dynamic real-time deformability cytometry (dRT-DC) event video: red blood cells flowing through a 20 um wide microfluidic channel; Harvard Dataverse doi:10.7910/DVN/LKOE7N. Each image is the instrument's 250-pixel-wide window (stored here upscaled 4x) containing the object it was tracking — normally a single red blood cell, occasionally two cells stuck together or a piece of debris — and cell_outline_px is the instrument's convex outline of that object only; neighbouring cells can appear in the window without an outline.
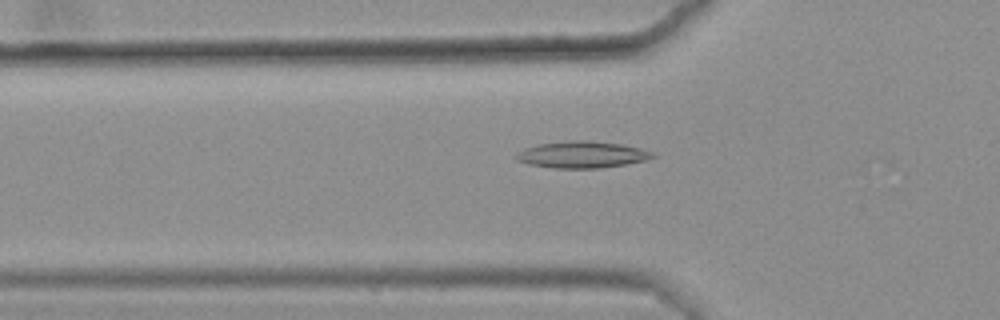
{"species": "common noctule bat (a hibernating species)", "species_latin": "Nyctalus noctula", "temperature_condition": "warm", "stored_images_in_passage": 15, "camera_frame_rate_fps": 3000, "um_per_image_px": 0.085, "animal": {"sex": "female", "body_mass_g": 25.1}, "frame": {"image": 1, "passage_image": 7, "time_ms": 2.0, "image_size_px": [1000, 320], "cell_outline_px": [[656, 156], [644, 160], [624, 164], [600, 168], [552, 168], [532, 164], [516, 160], [516, 152], [524, 148], [536, 144], [572, 140], [588, 140], [620, 144], [640, 148], [652, 152]], "centroid_in_image_um": [49.43, 13.13], "position_along_channel_um": 76.4, "area_um2": 21.04}}
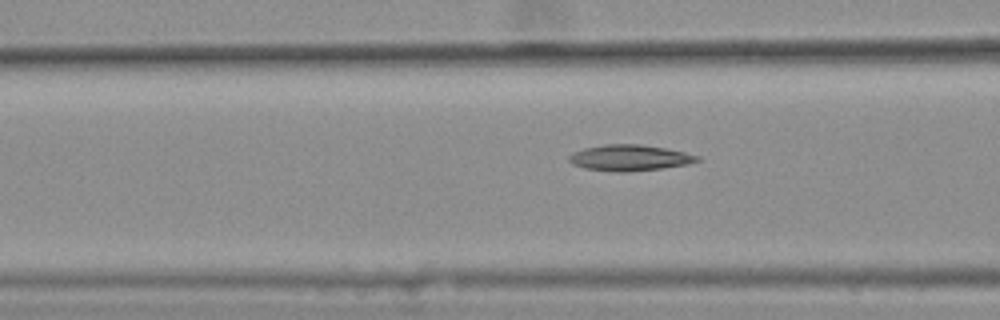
{"frame": {"image": 2, "passage_image": 10, "time_ms": 3.0, "image_size_px": [1000, 320], "cell_outline_px": [[700, 160], [688, 164], [660, 168], [624, 172], [620, 172], [584, 168], [572, 164], [568, 160], [568, 156], [572, 152], [584, 148], [604, 144], [640, 144], [664, 148], [684, 152], [700, 156]], "centroid_in_image_um": [53.48, 13.4], "position_along_channel_um": 113.1, "area_um2": 19.31}}
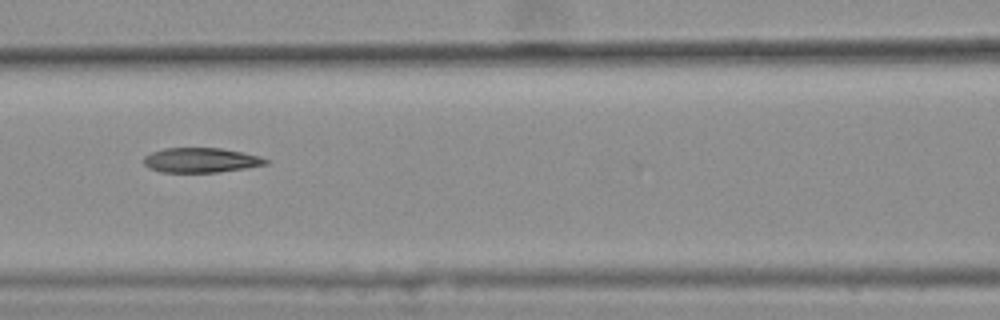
{"frame": {"image": 3, "passage_image": 13, "time_ms": 4.0, "image_size_px": [1000, 320], "cell_outline_px": [[268, 164], [244, 168], [216, 172], [160, 172], [148, 168], [144, 164], [144, 156], [152, 152], [164, 148], [220, 148], [260, 156], [268, 160]], "centroid_in_image_um": [17.04, 13.61], "position_along_channel_um": 149.6, "area_um2": 17.46}}